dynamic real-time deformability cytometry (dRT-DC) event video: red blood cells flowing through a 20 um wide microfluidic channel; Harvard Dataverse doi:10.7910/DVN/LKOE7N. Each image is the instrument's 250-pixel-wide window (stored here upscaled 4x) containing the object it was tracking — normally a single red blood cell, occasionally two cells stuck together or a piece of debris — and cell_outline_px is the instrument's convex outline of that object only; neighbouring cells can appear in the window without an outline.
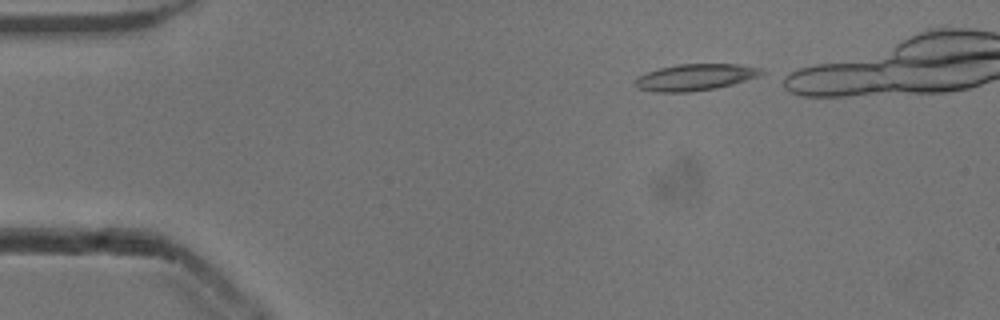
{"species": "common noctule bat (a hibernating species)", "species_latin": "Nyctalus noctula", "temperature_condition": "cold", "stored_images_in_passage": 35, "camera_frame_rate_fps": 3000, "um_per_image_px": 0.085, "animal": {"sex": "male", "body_mass_g": 13.3}, "frame": {"image": 1, "passage_image": 1, "time_ms": 0.0, "image_size_px": [1000, 320], "cell_outline_px": [[764, 72], [760, 76], [732, 84], [716, 88], [688, 92], [656, 92], [640, 88], [636, 84], [636, 80], [640, 76], [648, 72], [660, 68], [676, 64], [736, 64], [764, 68]], "centroid_in_image_um": [59.16, 6.55], "position_along_channel_um": 25.8, "area_um2": 19.31}}
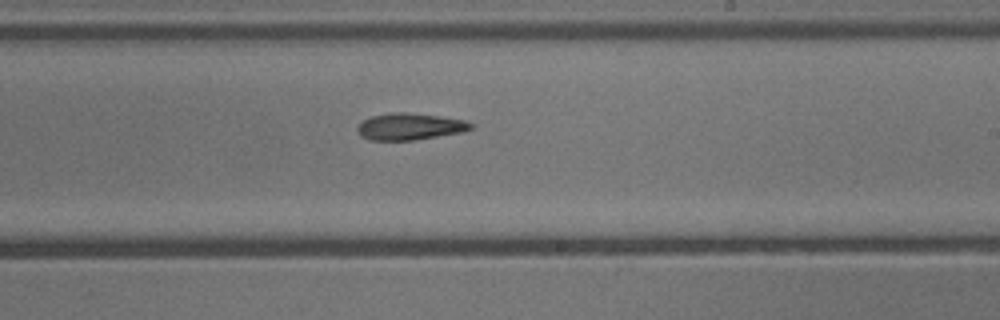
{"frame": {"image": 2, "passage_image": 24, "time_ms": 7.667, "image_size_px": [1000, 320], "cell_outline_px": [[472, 128], [464, 132], [412, 140], [368, 140], [360, 136], [356, 128], [364, 120], [372, 116], [392, 112], [408, 112], [440, 116], [464, 120], [472, 124]], "centroid_in_image_um": [34.82, 10.75], "position_along_channel_um": 254.2, "area_um2": 17.63}}
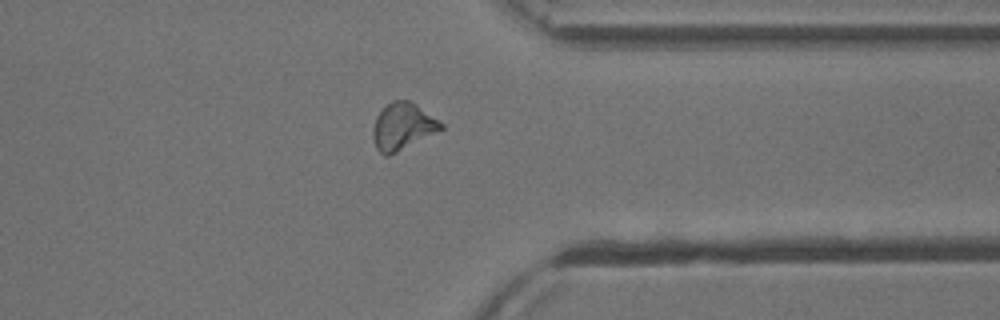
{"frame": {"image": 3, "passage_image": 34, "time_ms": 11.0, "image_size_px": [1000, 320], "cell_outline_px": [[444, 128], [388, 156], [384, 156], [376, 148], [372, 136], [372, 132], [376, 116], [392, 100], [408, 100], [416, 104], [444, 124]], "centroid_in_image_um": [34.21, 10.75], "position_along_channel_um": 377.2, "area_um2": 18.26}}